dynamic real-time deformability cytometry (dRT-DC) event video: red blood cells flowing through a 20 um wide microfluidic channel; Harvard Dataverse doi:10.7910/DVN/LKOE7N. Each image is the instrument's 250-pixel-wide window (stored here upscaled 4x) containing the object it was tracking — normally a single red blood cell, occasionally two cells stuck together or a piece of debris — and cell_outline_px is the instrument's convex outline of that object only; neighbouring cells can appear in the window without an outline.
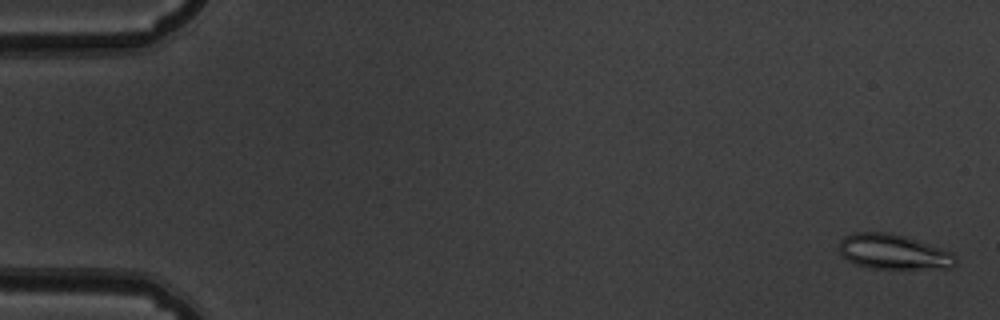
{"species": "common noctule bat (a hibernating species)", "species_latin": "Nyctalus noctula", "temperature_condition": "warm", "stored_images_in_passage": 53, "camera_frame_rate_fps": 3000, "um_per_image_px": 0.085, "animal": {"sex": "male", "body_mass_g": 19.5, "forearm_length_mm": 54.6}, "frame": {"image": 1, "passage_image": 2, "time_ms": 0.333, "image_size_px": [1000, 320], "cell_outline_px": [[956, 264], [952, 268], [868, 268], [856, 264], [848, 260], [840, 252], [840, 240], [844, 236], [852, 232], [892, 232], [952, 252], [956, 256]], "centroid_in_image_um": [75.93, 21.4], "position_along_channel_um": 9.1, "area_um2": 23.64}}
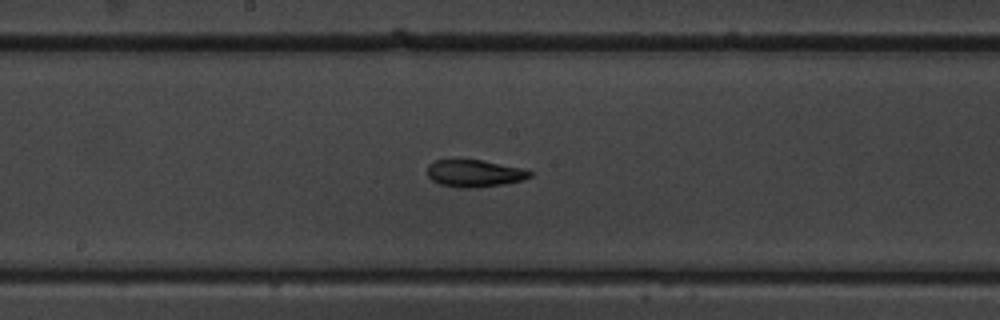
{"frame": {"image": 2, "passage_image": 29, "time_ms": 9.333, "image_size_px": [1000, 320], "cell_outline_px": [[532, 176], [524, 180], [504, 184], [476, 188], [460, 188], [440, 184], [432, 180], [428, 176], [428, 164], [436, 160], [484, 160], [524, 168], [532, 172]], "centroid_in_image_um": [40.37, 14.74], "position_along_channel_um": 207.8, "area_um2": 16.42}}
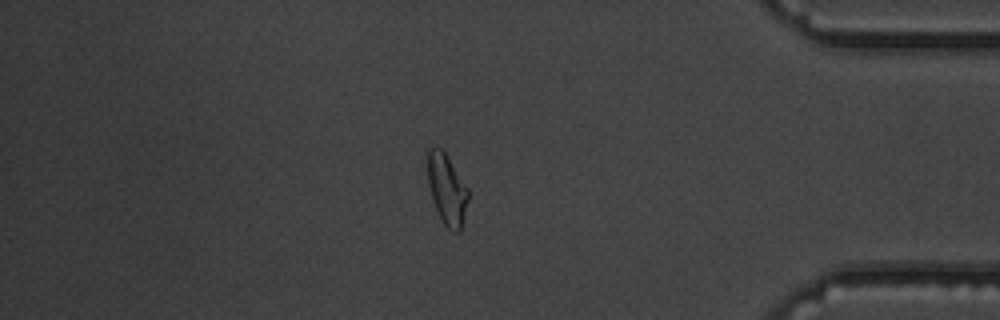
{"frame": {"image": 3, "passage_image": 46, "time_ms": 15.0, "image_size_px": [1000, 320], "cell_outline_px": [[468, 200], [460, 232], [452, 232], [444, 224], [436, 208], [428, 184], [424, 152], [432, 144], [436, 144], [444, 152], [468, 188]], "centroid_in_image_um": [37.93, 15.99], "position_along_channel_um": 397.3, "area_um2": 16.99}, "authors_computed_cell_mechanics": {"area_um2": 17.1666, "velocity_mm_per_s": 3.8617, "shape_relaxation_time_tau1_ms": null, "shape_relaxation_time_tau2_ms": 3.1387, "deformation_change_tau1": null, "deformation_change_tau2": 0.1029}}